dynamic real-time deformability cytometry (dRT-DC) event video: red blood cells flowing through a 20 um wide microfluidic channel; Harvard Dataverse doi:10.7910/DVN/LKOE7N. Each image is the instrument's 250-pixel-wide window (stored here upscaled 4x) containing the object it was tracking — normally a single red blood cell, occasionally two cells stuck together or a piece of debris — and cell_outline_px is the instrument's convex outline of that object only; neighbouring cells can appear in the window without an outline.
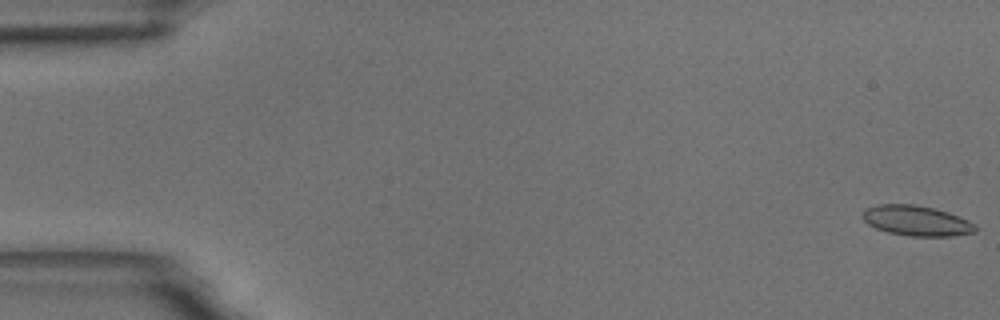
{"species": "common noctule bat (a hibernating species)", "species_latin": "Nyctalus noctula", "temperature_condition": "room temperature", "stored_images_in_passage": 16, "camera_frame_rate_fps": 3000, "um_per_image_px": 0.085, "animal": {"sex": "male", "body_mass_g": 18.8}, "frame": {"image": 1, "passage_image": 1, "time_ms": 0.0, "image_size_px": [1000, 320], "cell_outline_px": [[976, 232], [952, 236], [908, 236], [888, 232], [876, 228], [868, 224], [860, 216], [864, 208], [880, 204], [916, 204], [948, 212], [968, 220], [976, 224]], "centroid_in_image_um": [77.88, 18.76], "position_along_channel_um": 7.1, "area_um2": 20.0}}
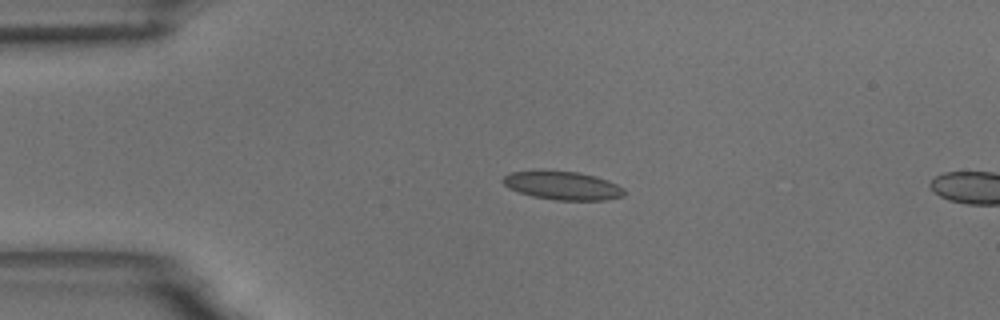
{"frame": {"image": 2, "passage_image": 13, "time_ms": 4.0, "image_size_px": [1000, 320], "cell_outline_px": [[624, 196], [604, 200], [552, 200], [532, 196], [508, 188], [500, 180], [504, 176], [512, 172], [576, 172], [596, 176], [608, 180], [624, 188]], "centroid_in_image_um": [47.84, 15.8], "position_along_channel_um": 37.2, "area_um2": 19.71}}